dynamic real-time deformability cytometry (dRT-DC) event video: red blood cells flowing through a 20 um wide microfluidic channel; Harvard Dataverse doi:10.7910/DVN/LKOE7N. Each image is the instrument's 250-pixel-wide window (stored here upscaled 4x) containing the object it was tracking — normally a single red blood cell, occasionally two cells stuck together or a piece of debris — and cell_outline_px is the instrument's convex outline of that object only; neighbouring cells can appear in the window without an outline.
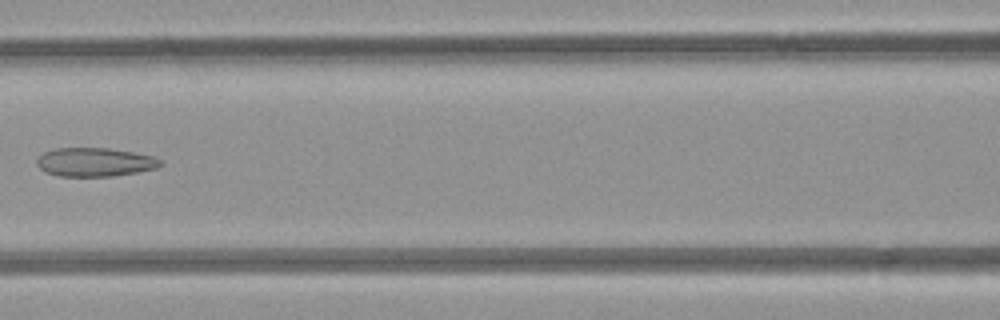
{"species": "common noctule bat (a hibernating species)", "species_latin": "Nyctalus noctula", "temperature_condition": "room temperature", "stored_images_in_passage": 7, "camera_frame_rate_fps": 3000, "um_per_image_px": 0.085, "animal": {"sex": "female", "body_mass_g": 21.9}, "frame": {"image": 1, "passage_image": 6, "time_ms": 5.667, "image_size_px": [1000, 320], "cell_outline_px": [[164, 164], [156, 168], [136, 172], [112, 176], [60, 176], [44, 172], [36, 164], [36, 160], [44, 152], [56, 148], [108, 148], [136, 152], [156, 156]], "centroid_in_image_um": [8.08, 13.77], "position_along_channel_um": 158.5, "area_um2": 20.81}}
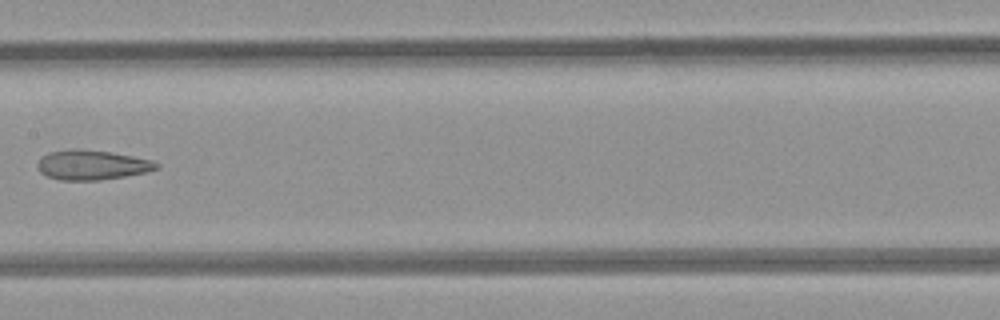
{"frame": {"image": 2, "passage_image": 7, "time_ms": 6.667, "image_size_px": [1000, 320], "cell_outline_px": [[160, 168], [148, 172], [100, 180], [60, 180], [48, 176], [40, 172], [36, 168], [36, 164], [40, 156], [48, 152], [76, 148], [112, 152], [152, 160], [160, 164]], "centroid_in_image_um": [7.8, 14.01], "position_along_channel_um": 199.6, "area_um2": 20.87}}